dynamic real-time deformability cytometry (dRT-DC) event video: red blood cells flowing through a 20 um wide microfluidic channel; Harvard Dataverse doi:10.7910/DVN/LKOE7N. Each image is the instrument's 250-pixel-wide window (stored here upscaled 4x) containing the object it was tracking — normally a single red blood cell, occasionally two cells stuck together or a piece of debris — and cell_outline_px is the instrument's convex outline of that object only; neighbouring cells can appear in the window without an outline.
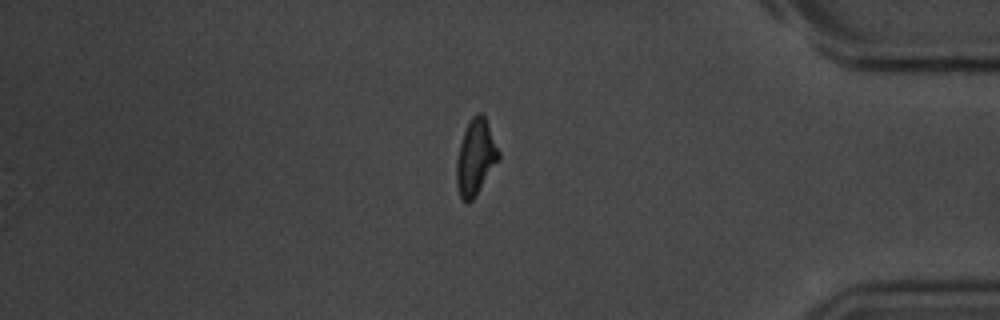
{"species": "common noctule bat (a hibernating species)", "species_latin": "Nyctalus noctula", "temperature_condition": "room temperature", "stored_images_in_passage": 48, "segment_of_instrument_passage": [2, 2], "camera_frame_rate_fps": 3000, "um_per_image_px": 0.085, "animal": {"sex": "male", "body_mass_g": 20.1, "forearm_length_mm": 53.5}, "frame": {"image": 1, "passage_image": 48, "time_ms": 15.667, "image_size_px": [1000, 320], "cell_outline_px": [[500, 160], [472, 200], [468, 204], [464, 204], [460, 196], [456, 184], [456, 160], [460, 144], [464, 132], [472, 116], [476, 112], [480, 112], [484, 116], [500, 152]], "centroid_in_image_um": [40.42, 13.41], "position_along_channel_um": 394.8, "area_um2": 18.55}}